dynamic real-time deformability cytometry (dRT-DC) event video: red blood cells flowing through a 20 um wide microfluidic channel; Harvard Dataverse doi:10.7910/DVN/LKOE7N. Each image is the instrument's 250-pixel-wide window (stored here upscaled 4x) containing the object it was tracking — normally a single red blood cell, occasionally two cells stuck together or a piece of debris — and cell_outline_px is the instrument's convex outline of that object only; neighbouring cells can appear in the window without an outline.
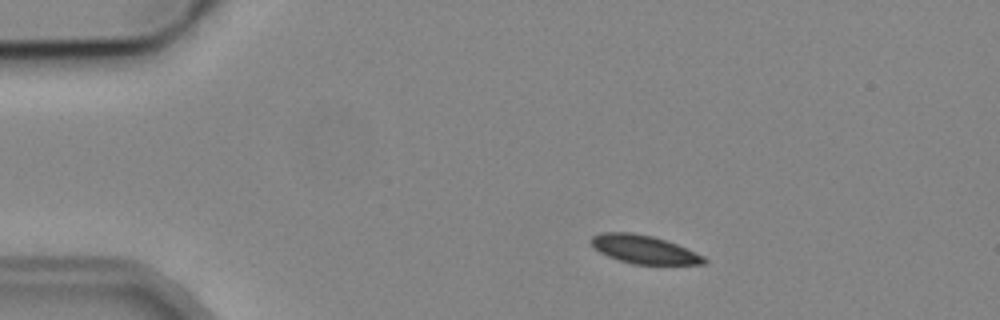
{"species": "common noctule bat (a hibernating species)", "species_latin": "Nyctalus noctula", "temperature_condition": "cold", "stored_images_in_passage": 4, "camera_frame_rate_fps": 3000, "um_per_image_px": 0.085, "animal": {"sex": "male", "body_mass_g": 19.2, "forearm_length_mm": 51.8}, "frame": {"image": 1, "passage_image": 1, "time_ms": 0.0, "image_size_px": [1000, 320], "cell_outline_px": [[708, 260], [704, 264], [632, 264], [608, 256], [600, 252], [592, 244], [592, 236], [600, 232], [632, 232], [652, 236], [676, 244], [704, 256]], "centroid_in_image_um": [54.74, 21.2], "position_along_channel_um": 30.3, "area_um2": 18.38}}
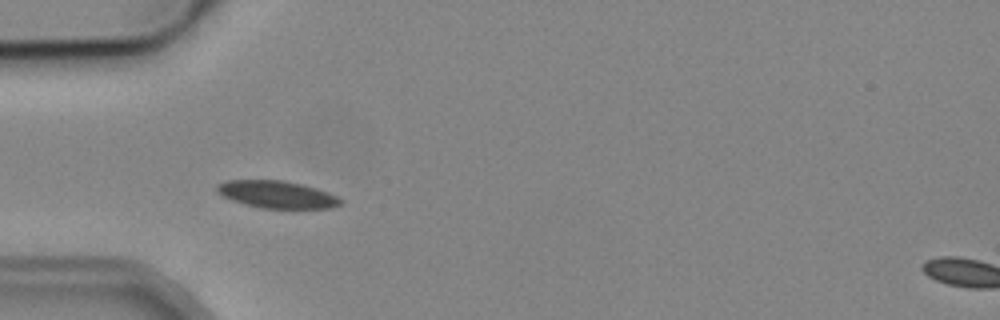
{"frame": {"image": 2, "passage_image": 3, "time_ms": 2.333, "image_size_px": [1000, 320], "cell_outline_px": [[344, 204], [332, 208], [260, 208], [232, 200], [216, 192], [216, 184], [228, 180], [284, 180], [316, 188], [328, 192], [344, 200]], "centroid_in_image_um": [23.56, 16.53], "position_along_channel_um": 61.4, "area_um2": 19.71}}